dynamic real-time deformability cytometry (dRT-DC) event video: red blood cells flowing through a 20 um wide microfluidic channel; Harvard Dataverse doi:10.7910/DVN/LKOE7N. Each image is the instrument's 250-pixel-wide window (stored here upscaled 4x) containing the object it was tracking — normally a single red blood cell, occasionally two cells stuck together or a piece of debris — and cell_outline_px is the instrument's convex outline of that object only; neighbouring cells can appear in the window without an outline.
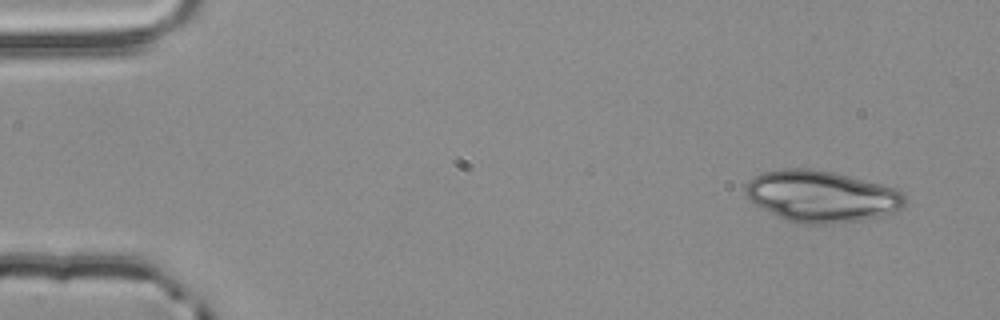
{"species": "common noctule bat (a hibernating species)", "species_latin": "Nyctalus noctula", "temperature_condition": "room temperature", "stored_images_in_passage": 52, "segment_of_instrument_passage": [1, 2], "camera_frame_rate_fps": 3000, "um_per_image_px": 0.085, "animal": {"sex": "male", "body_mass_g": 20.4}, "frame": {"image": 1, "passage_image": 3, "time_ms": 0.667, "image_size_px": [1000, 320], "cell_outline_px": [[908, 200], [896, 212], [864, 220], [824, 224], [804, 224], [788, 220], [760, 208], [752, 204], [748, 200], [744, 192], [744, 188], [748, 180], [764, 172], [780, 168], [812, 168], [832, 172], [896, 188], [904, 192]], "centroid_in_image_um": [69.81, 16.68], "position_along_channel_um": 15.2, "area_um2": 48.09}}